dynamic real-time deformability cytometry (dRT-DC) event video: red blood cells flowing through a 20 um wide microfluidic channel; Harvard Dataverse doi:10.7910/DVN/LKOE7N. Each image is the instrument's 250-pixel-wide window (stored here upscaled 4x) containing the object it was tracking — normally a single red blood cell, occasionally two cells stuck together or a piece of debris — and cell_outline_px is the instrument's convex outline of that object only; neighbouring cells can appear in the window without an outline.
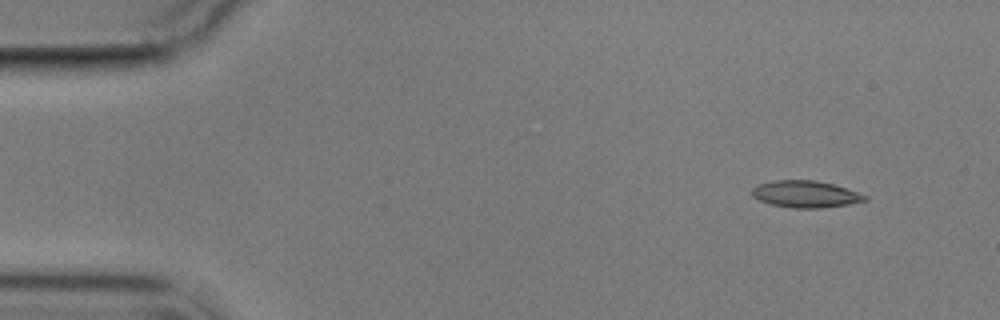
{"species": "common noctule bat (a hibernating species)", "species_latin": "Nyctalus noctula", "temperature_condition": "cold", "stored_images_in_passage": 2, "camera_frame_rate_fps": 3000, "um_per_image_px": 0.085, "animal": {"sex": "male", "body_mass_g": 17.9}, "frame": {"image": 1, "passage_image": 2, "time_ms": 1.333, "image_size_px": [1000, 320], "cell_outline_px": [[868, 200], [848, 204], [820, 208], [792, 208], [772, 204], [760, 200], [752, 196], [752, 188], [760, 184], [772, 180], [816, 180], [832, 184], [868, 196]], "centroid_in_image_um": [68.46, 16.5], "position_along_channel_um": 16.5, "area_um2": 17.46}}